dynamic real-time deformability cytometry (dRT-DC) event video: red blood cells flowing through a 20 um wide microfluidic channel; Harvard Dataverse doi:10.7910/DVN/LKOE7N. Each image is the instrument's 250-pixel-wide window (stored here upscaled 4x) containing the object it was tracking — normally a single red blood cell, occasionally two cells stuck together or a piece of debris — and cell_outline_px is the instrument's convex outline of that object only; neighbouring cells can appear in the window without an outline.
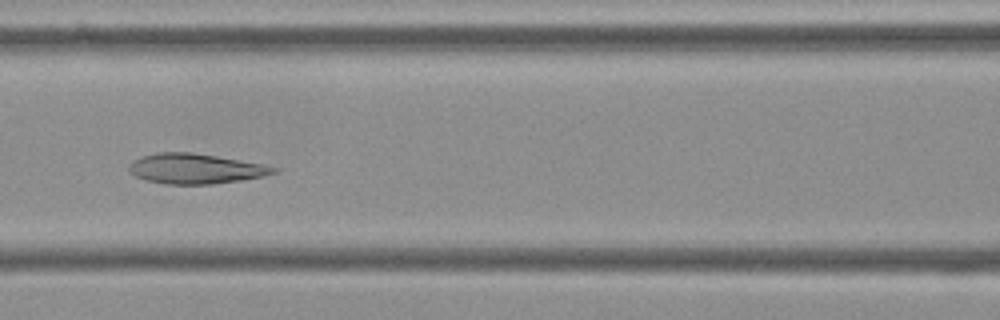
{"species": "Egyptian fruit bat (a non-hibernating species)", "species_latin": "Rousettus aegyptiacus", "temperature_condition": "cold", "stored_images_in_passage": 54, "camera_frame_rate_fps": 3000, "um_per_image_px": 0.085, "frame": {"image": 1, "passage_image": 23, "time_ms": 7.333, "image_size_px": [1000, 320], "cell_outline_px": [[280, 168], [276, 172], [260, 176], [240, 180], [212, 184], [164, 184], [144, 180], [128, 172], [128, 164], [132, 160], [140, 156], [156, 152], [192, 152], [216, 156], [260, 164]], "centroid_in_image_um": [16.5, 14.33], "position_along_channel_um": 150.1, "area_um2": 25.32}}
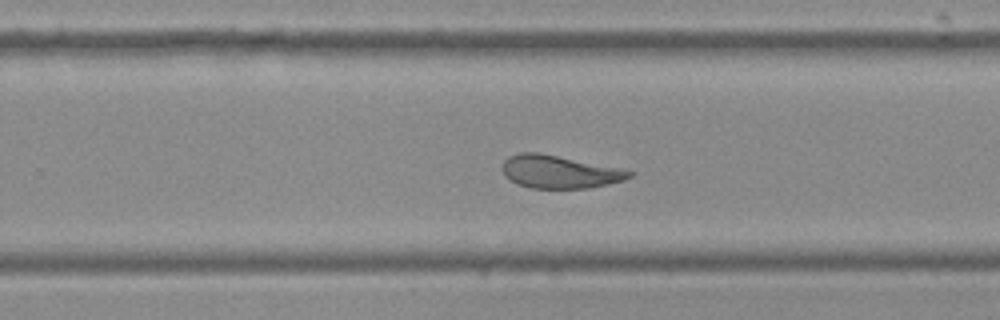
{"frame": {"image": 2, "passage_image": 34, "time_ms": 11.0, "image_size_px": [1000, 320], "cell_outline_px": [[636, 172], [632, 176], [624, 180], [588, 188], [532, 188], [516, 184], [504, 176], [500, 168], [504, 160], [508, 156], [520, 152], [540, 152]], "centroid_in_image_um": [47.47, 14.6], "position_along_channel_um": 282.3, "area_um2": 24.33}}
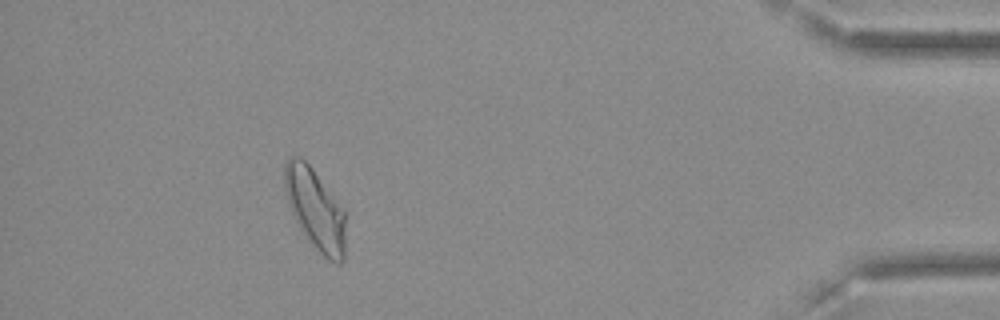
{"frame": {"image": 3, "passage_image": 49, "time_ms": 16.0, "image_size_px": [1000, 320], "cell_outline_px": [[344, 260], [340, 264], [336, 264], [328, 260], [308, 240], [296, 224], [288, 204], [284, 192], [284, 164], [288, 156], [300, 156], [312, 168], [344, 208]], "centroid_in_image_um": [26.76, 17.76], "position_along_channel_um": 408.4, "area_um2": 29.02}, "authors_computed_cell_mechanics": {"area_um2": 26.8481, "velocity_mm_per_s": 3.6172, "shape_relaxation_time_tau1_ms": null, "shape_relaxation_time_tau2_ms": 1.8479, "deformation_change_tau1": null, "deformation_change_tau2": 0.0869}}